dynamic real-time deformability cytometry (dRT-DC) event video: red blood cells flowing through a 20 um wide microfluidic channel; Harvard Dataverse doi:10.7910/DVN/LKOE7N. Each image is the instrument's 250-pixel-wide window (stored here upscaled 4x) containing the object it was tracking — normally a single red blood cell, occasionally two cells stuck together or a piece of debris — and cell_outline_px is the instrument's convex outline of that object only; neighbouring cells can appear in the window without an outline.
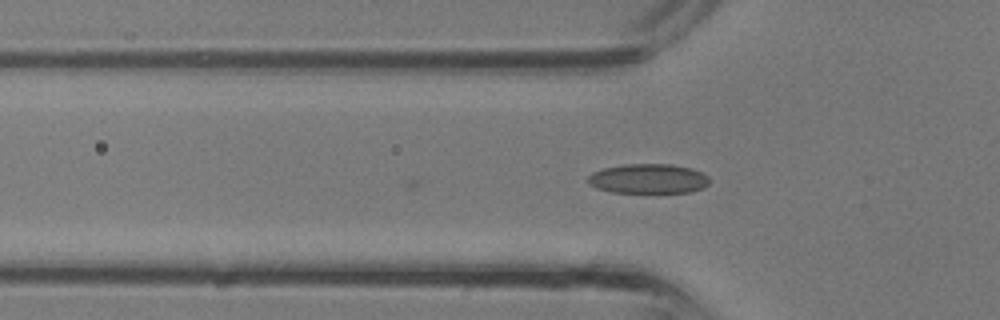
{"species": "common noctule bat (a hibernating species)", "species_latin": "Nyctalus noctula", "temperature_condition": "room temperature", "stored_images_in_passage": 2, "camera_frame_rate_fps": 3000, "um_per_image_px": 0.085, "animal": {"sex": "male", "body_mass_g": 13.3}, "frame": {"image": 1, "passage_image": 2, "time_ms": 0.333, "image_size_px": [1000, 320], "cell_outline_px": [[708, 184], [704, 188], [688, 192], [612, 192], [596, 188], [588, 184], [588, 176], [592, 172], [604, 168], [624, 164], [672, 164], [692, 168], [708, 176]], "centroid_in_image_um": [55.09, 15.18], "position_along_channel_um": 70.7, "area_um2": 20.98}}